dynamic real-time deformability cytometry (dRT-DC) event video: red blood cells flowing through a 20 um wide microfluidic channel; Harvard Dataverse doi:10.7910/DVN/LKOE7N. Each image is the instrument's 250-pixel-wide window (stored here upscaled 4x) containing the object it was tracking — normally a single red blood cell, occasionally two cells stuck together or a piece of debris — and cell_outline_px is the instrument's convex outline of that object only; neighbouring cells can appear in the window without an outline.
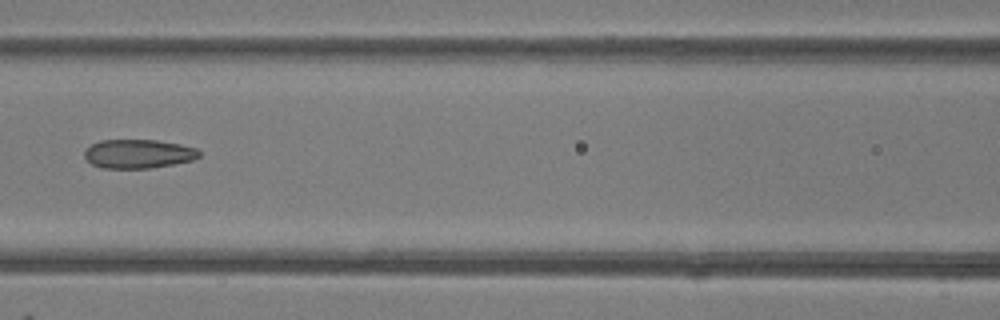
{"species": "common noctule bat (a hibernating species)", "species_latin": "Nyctalus noctula", "temperature_condition": "room temperature", "stored_images_in_passage": 7, "camera_frame_rate_fps": 3000, "um_per_image_px": 0.085, "animal": {"sex": "female"}, "frame": {"image": 1, "passage_image": 6, "time_ms": 6.667, "image_size_px": [1000, 320], "cell_outline_px": [[200, 156], [192, 160], [172, 164], [148, 168], [100, 168], [92, 164], [84, 156], [84, 152], [92, 144], [100, 140], [156, 140], [180, 144], [196, 148], [200, 152]], "centroid_in_image_um": [11.75, 13.07], "position_along_channel_um": 154.9, "area_um2": 19.19}}
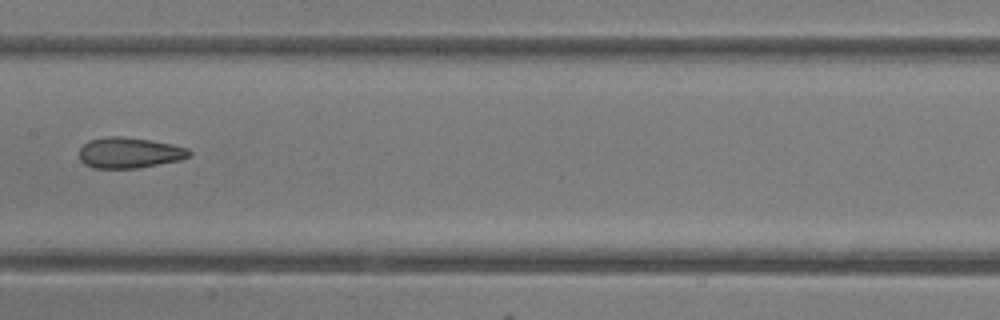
{"frame": {"image": 2, "passage_image": 7, "time_ms": 7.667, "image_size_px": [1000, 320], "cell_outline_px": [[192, 152], [188, 156], [180, 160], [136, 168], [92, 168], [84, 164], [80, 160], [80, 148], [88, 140], [108, 136], [120, 136], [148, 140], [172, 144], [188, 148]], "centroid_in_image_um": [10.97, 12.98], "position_along_channel_um": 196.4, "area_um2": 19.59}}